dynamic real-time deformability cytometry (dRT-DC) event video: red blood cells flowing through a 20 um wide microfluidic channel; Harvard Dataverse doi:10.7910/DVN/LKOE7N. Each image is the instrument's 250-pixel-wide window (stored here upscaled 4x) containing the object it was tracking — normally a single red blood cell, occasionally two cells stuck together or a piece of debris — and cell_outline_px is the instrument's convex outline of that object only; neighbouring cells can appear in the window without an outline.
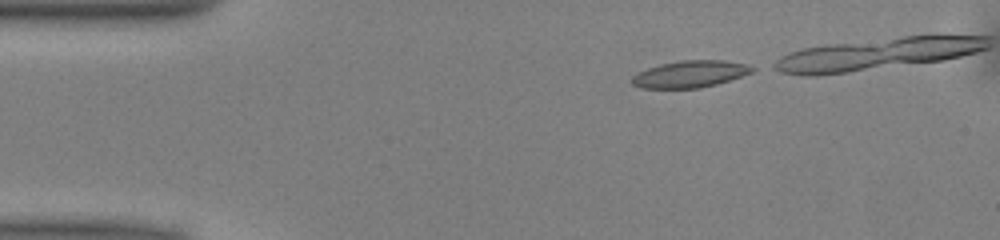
{"species": "common noctule bat (a hibernating species)", "species_latin": "Nyctalus noctula", "temperature_condition": "warm", "stored_images_in_passage": 18, "camera_frame_rate_fps": 3000, "um_per_image_px": 0.085, "animal": {"sex": "male", "body_mass_g": 13.0, "forearm_length_mm": 53.1}, "frame": {"image": 1, "passage_image": 1, "time_ms": 0.0, "image_size_px": [1000, 240], "cell_outline_px": [[756, 68], [752, 72], [716, 84], [700, 88], [640, 88], [632, 84], [632, 76], [636, 72], [660, 64], [680, 60], [724, 60], [744, 64]], "centroid_in_image_um": [58.6, 6.29], "position_along_channel_um": 26.4, "area_um2": 18.73}}